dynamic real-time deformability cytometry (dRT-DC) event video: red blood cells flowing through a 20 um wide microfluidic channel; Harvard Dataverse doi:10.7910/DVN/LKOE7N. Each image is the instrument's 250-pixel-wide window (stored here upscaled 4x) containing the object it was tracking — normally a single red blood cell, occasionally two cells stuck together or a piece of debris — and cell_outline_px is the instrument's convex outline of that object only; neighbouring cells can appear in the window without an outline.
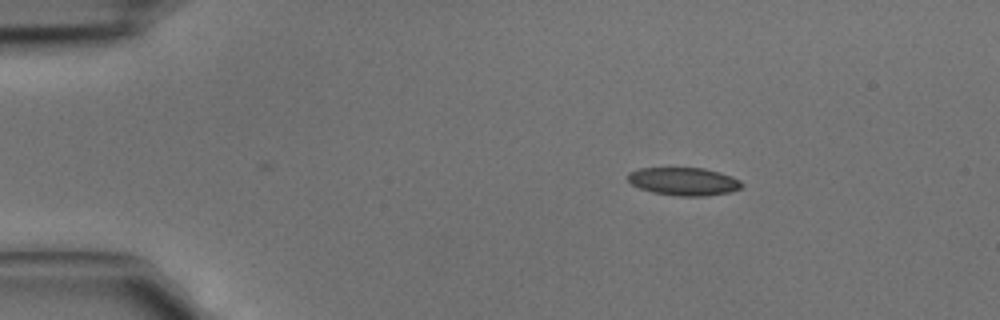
{"species": "common noctule bat (a hibernating species)", "species_latin": "Nyctalus noctula", "temperature_condition": "cold", "stored_images_in_passage": 3, "camera_frame_rate_fps": 3000, "um_per_image_px": 0.085, "animal": {"sex": "male", "body_mass_g": 15.6}, "frame": {"image": 1, "passage_image": 3, "time_ms": 0.667, "image_size_px": [1000, 320], "cell_outline_px": [[744, 184], [740, 188], [732, 192], [704, 196], [676, 196], [652, 192], [640, 188], [632, 184], [628, 180], [628, 172], [640, 168], [704, 168], [720, 172], [732, 176], [740, 180]], "centroid_in_image_um": [58.14, 15.42], "position_along_channel_um": 26.9, "area_um2": 18.67}}